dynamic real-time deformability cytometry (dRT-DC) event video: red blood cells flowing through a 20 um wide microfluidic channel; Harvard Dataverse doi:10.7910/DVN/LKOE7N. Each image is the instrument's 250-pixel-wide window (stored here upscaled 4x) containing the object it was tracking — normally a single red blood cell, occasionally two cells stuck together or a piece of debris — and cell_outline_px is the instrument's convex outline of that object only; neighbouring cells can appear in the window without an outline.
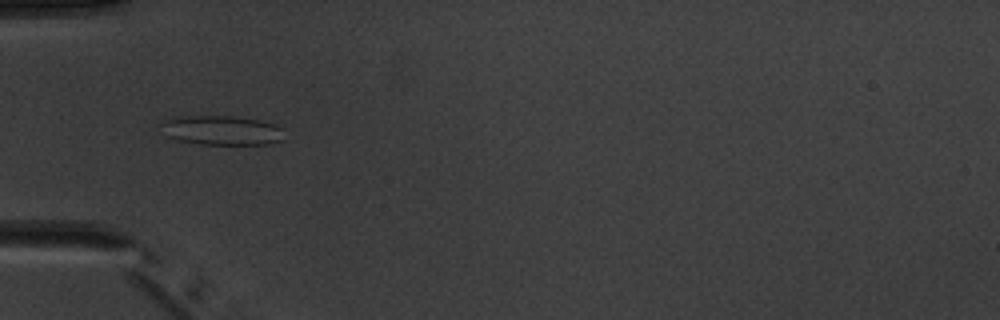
{"species": "common noctule bat (a hibernating species)", "species_latin": "Nyctalus noctula", "temperature_condition": "warm", "stored_images_in_passage": 6, "camera_frame_rate_fps": 3000, "um_per_image_px": 0.085, "animal": {"sex": "male", "body_mass_g": 20.1, "forearm_length_mm": 53.5}, "frame": {"image": 1, "passage_image": 5, "time_ms": 4.667, "image_size_px": [1000, 320], "cell_outline_px": [[284, 140], [268, 144], [200, 144], [176, 140], [168, 136], [156, 124], [176, 116], [232, 116], [256, 120], [276, 124], [280, 128]], "centroid_in_image_um": [18.78, 11.08], "position_along_channel_um": 66.2, "area_um2": 21.15}}
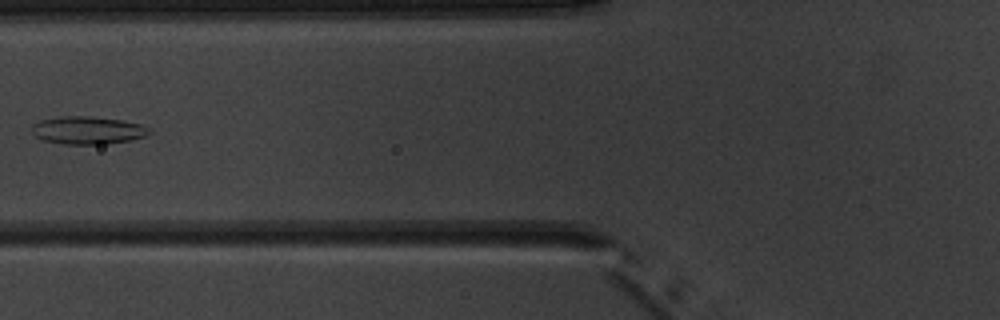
{"frame": {"image": 2, "passage_image": 6, "time_ms": 6.0, "image_size_px": [1000, 320], "cell_outline_px": [[152, 132], [144, 136], [132, 140], [108, 144], [64, 144], [40, 140], [32, 132], [32, 124], [40, 120], [64, 116], [88, 116], [124, 120], [140, 124], [152, 128]], "centroid_in_image_um": [7.48, 11.08], "position_along_channel_um": 118.3, "area_um2": 19.25}}